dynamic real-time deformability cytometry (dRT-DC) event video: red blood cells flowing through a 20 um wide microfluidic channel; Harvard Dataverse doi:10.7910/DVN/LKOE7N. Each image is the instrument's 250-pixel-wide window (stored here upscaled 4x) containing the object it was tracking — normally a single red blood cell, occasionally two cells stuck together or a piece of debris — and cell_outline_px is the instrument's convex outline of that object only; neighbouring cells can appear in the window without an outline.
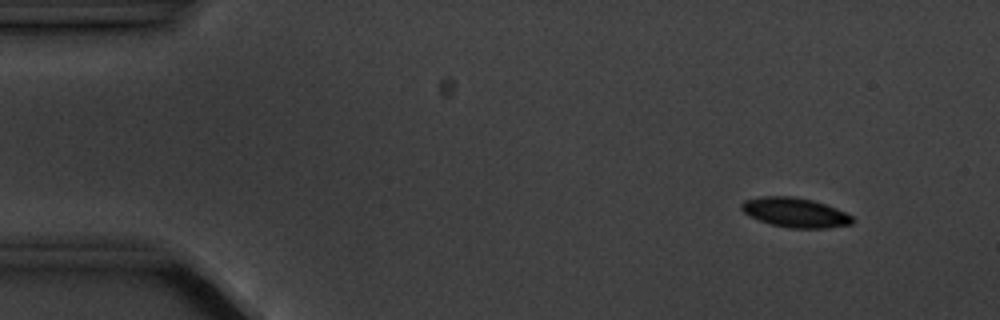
{"species": "common noctule bat (a hibernating species)", "species_latin": "Nyctalus noctula", "temperature_condition": "cold", "stored_images_in_passage": 4, "camera_frame_rate_fps": 3000, "um_per_image_px": 0.085, "animal": {"sex": "male", "body_mass_g": 20.1, "forearm_length_mm": 53.5}, "frame": {"image": 1, "passage_image": 1, "time_ms": 0.0, "image_size_px": [1000, 320], "cell_outline_px": [[856, 220], [852, 224], [828, 228], [792, 228], [772, 224], [748, 216], [740, 208], [740, 204], [744, 200], [764, 196], [792, 196], [812, 200], [836, 208], [852, 216]], "centroid_in_image_um": [67.59, 18.06], "position_along_channel_um": 17.4, "area_um2": 19.07}}